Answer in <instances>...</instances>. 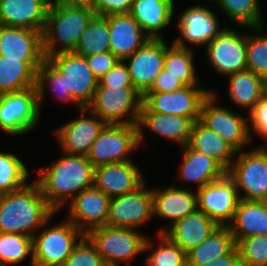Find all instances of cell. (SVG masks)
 Here are the masks:
<instances>
[{"label":"cell","instance_id":"obj_44","mask_svg":"<svg viewBox=\"0 0 267 266\" xmlns=\"http://www.w3.org/2000/svg\"><path fill=\"white\" fill-rule=\"evenodd\" d=\"M247 114L248 129L251 140L253 141V136L257 134V136L266 141L258 146L267 147V95L264 94L259 102Z\"/></svg>","mask_w":267,"mask_h":266},{"label":"cell","instance_id":"obj_48","mask_svg":"<svg viewBox=\"0 0 267 266\" xmlns=\"http://www.w3.org/2000/svg\"><path fill=\"white\" fill-rule=\"evenodd\" d=\"M184 85L173 75L163 69L155 79V82L147 92H173L180 90Z\"/></svg>","mask_w":267,"mask_h":266},{"label":"cell","instance_id":"obj_26","mask_svg":"<svg viewBox=\"0 0 267 266\" xmlns=\"http://www.w3.org/2000/svg\"><path fill=\"white\" fill-rule=\"evenodd\" d=\"M219 225L199 209L178 220L172 226L160 228L173 243L186 253L203 242Z\"/></svg>","mask_w":267,"mask_h":266},{"label":"cell","instance_id":"obj_14","mask_svg":"<svg viewBox=\"0 0 267 266\" xmlns=\"http://www.w3.org/2000/svg\"><path fill=\"white\" fill-rule=\"evenodd\" d=\"M146 183L132 193L111 198L107 226L140 229L153 219L152 188L147 189Z\"/></svg>","mask_w":267,"mask_h":266},{"label":"cell","instance_id":"obj_39","mask_svg":"<svg viewBox=\"0 0 267 266\" xmlns=\"http://www.w3.org/2000/svg\"><path fill=\"white\" fill-rule=\"evenodd\" d=\"M22 156L0 151V191L5 193L21 189L27 182L30 172L22 161Z\"/></svg>","mask_w":267,"mask_h":266},{"label":"cell","instance_id":"obj_33","mask_svg":"<svg viewBox=\"0 0 267 266\" xmlns=\"http://www.w3.org/2000/svg\"><path fill=\"white\" fill-rule=\"evenodd\" d=\"M37 72L22 60L0 55V95L36 87Z\"/></svg>","mask_w":267,"mask_h":266},{"label":"cell","instance_id":"obj_9","mask_svg":"<svg viewBox=\"0 0 267 266\" xmlns=\"http://www.w3.org/2000/svg\"><path fill=\"white\" fill-rule=\"evenodd\" d=\"M36 87L0 95V129L8 135H27L40 122Z\"/></svg>","mask_w":267,"mask_h":266},{"label":"cell","instance_id":"obj_7","mask_svg":"<svg viewBox=\"0 0 267 266\" xmlns=\"http://www.w3.org/2000/svg\"><path fill=\"white\" fill-rule=\"evenodd\" d=\"M142 100L134 87H97L87 108L106 124L137 125Z\"/></svg>","mask_w":267,"mask_h":266},{"label":"cell","instance_id":"obj_19","mask_svg":"<svg viewBox=\"0 0 267 266\" xmlns=\"http://www.w3.org/2000/svg\"><path fill=\"white\" fill-rule=\"evenodd\" d=\"M0 55L26 61L37 72L45 60L42 32L0 24Z\"/></svg>","mask_w":267,"mask_h":266},{"label":"cell","instance_id":"obj_51","mask_svg":"<svg viewBox=\"0 0 267 266\" xmlns=\"http://www.w3.org/2000/svg\"><path fill=\"white\" fill-rule=\"evenodd\" d=\"M265 94L267 95V79L265 80Z\"/></svg>","mask_w":267,"mask_h":266},{"label":"cell","instance_id":"obj_50","mask_svg":"<svg viewBox=\"0 0 267 266\" xmlns=\"http://www.w3.org/2000/svg\"><path fill=\"white\" fill-rule=\"evenodd\" d=\"M63 4H68L71 6L89 8L95 13L96 0H57Z\"/></svg>","mask_w":267,"mask_h":266},{"label":"cell","instance_id":"obj_12","mask_svg":"<svg viewBox=\"0 0 267 266\" xmlns=\"http://www.w3.org/2000/svg\"><path fill=\"white\" fill-rule=\"evenodd\" d=\"M212 89H204L200 85L184 86L173 92H146L142 103L156 113L187 117L192 121L200 120L203 101Z\"/></svg>","mask_w":267,"mask_h":266},{"label":"cell","instance_id":"obj_6","mask_svg":"<svg viewBox=\"0 0 267 266\" xmlns=\"http://www.w3.org/2000/svg\"><path fill=\"white\" fill-rule=\"evenodd\" d=\"M235 157L227 175L235 182L239 198L267 201V147L253 146Z\"/></svg>","mask_w":267,"mask_h":266},{"label":"cell","instance_id":"obj_24","mask_svg":"<svg viewBox=\"0 0 267 266\" xmlns=\"http://www.w3.org/2000/svg\"><path fill=\"white\" fill-rule=\"evenodd\" d=\"M184 187L152 188L153 218L169 220L170 227L197 210V192Z\"/></svg>","mask_w":267,"mask_h":266},{"label":"cell","instance_id":"obj_20","mask_svg":"<svg viewBox=\"0 0 267 266\" xmlns=\"http://www.w3.org/2000/svg\"><path fill=\"white\" fill-rule=\"evenodd\" d=\"M111 198L94 186L84 189L67 206V219L85 236L93 229L106 225Z\"/></svg>","mask_w":267,"mask_h":266},{"label":"cell","instance_id":"obj_10","mask_svg":"<svg viewBox=\"0 0 267 266\" xmlns=\"http://www.w3.org/2000/svg\"><path fill=\"white\" fill-rule=\"evenodd\" d=\"M217 92L212 90L203 101L200 121L219 134L237 152L252 143L248 129V117L237 111L217 105ZM246 146V147H245Z\"/></svg>","mask_w":267,"mask_h":266},{"label":"cell","instance_id":"obj_47","mask_svg":"<svg viewBox=\"0 0 267 266\" xmlns=\"http://www.w3.org/2000/svg\"><path fill=\"white\" fill-rule=\"evenodd\" d=\"M134 0H96L95 15L129 13Z\"/></svg>","mask_w":267,"mask_h":266},{"label":"cell","instance_id":"obj_52","mask_svg":"<svg viewBox=\"0 0 267 266\" xmlns=\"http://www.w3.org/2000/svg\"><path fill=\"white\" fill-rule=\"evenodd\" d=\"M3 194L4 193L0 191V202H1V199H2Z\"/></svg>","mask_w":267,"mask_h":266},{"label":"cell","instance_id":"obj_37","mask_svg":"<svg viewBox=\"0 0 267 266\" xmlns=\"http://www.w3.org/2000/svg\"><path fill=\"white\" fill-rule=\"evenodd\" d=\"M106 16L94 15L81 34L74 53L82 56L110 51Z\"/></svg>","mask_w":267,"mask_h":266},{"label":"cell","instance_id":"obj_46","mask_svg":"<svg viewBox=\"0 0 267 266\" xmlns=\"http://www.w3.org/2000/svg\"><path fill=\"white\" fill-rule=\"evenodd\" d=\"M89 68L93 75L99 81L107 74L119 61L110 51L85 56Z\"/></svg>","mask_w":267,"mask_h":266},{"label":"cell","instance_id":"obj_29","mask_svg":"<svg viewBox=\"0 0 267 266\" xmlns=\"http://www.w3.org/2000/svg\"><path fill=\"white\" fill-rule=\"evenodd\" d=\"M227 226L236 244L243 238L267 234V201L240 199Z\"/></svg>","mask_w":267,"mask_h":266},{"label":"cell","instance_id":"obj_16","mask_svg":"<svg viewBox=\"0 0 267 266\" xmlns=\"http://www.w3.org/2000/svg\"><path fill=\"white\" fill-rule=\"evenodd\" d=\"M80 116L64 123L54 132L61 152L86 156L106 123L87 107L78 110Z\"/></svg>","mask_w":267,"mask_h":266},{"label":"cell","instance_id":"obj_1","mask_svg":"<svg viewBox=\"0 0 267 266\" xmlns=\"http://www.w3.org/2000/svg\"><path fill=\"white\" fill-rule=\"evenodd\" d=\"M62 153L48 167L37 169L39 177L34 180L56 213L81 191L92 187L94 178V167L86 156Z\"/></svg>","mask_w":267,"mask_h":266},{"label":"cell","instance_id":"obj_5","mask_svg":"<svg viewBox=\"0 0 267 266\" xmlns=\"http://www.w3.org/2000/svg\"><path fill=\"white\" fill-rule=\"evenodd\" d=\"M86 237L96 247L106 266H129L132 259L144 253L147 235L139 229L102 226Z\"/></svg>","mask_w":267,"mask_h":266},{"label":"cell","instance_id":"obj_22","mask_svg":"<svg viewBox=\"0 0 267 266\" xmlns=\"http://www.w3.org/2000/svg\"><path fill=\"white\" fill-rule=\"evenodd\" d=\"M194 121L178 115L151 112L143 103L138 121L139 145L144 141V130L157 134L180 147L187 145L191 139Z\"/></svg>","mask_w":267,"mask_h":266},{"label":"cell","instance_id":"obj_41","mask_svg":"<svg viewBox=\"0 0 267 266\" xmlns=\"http://www.w3.org/2000/svg\"><path fill=\"white\" fill-rule=\"evenodd\" d=\"M263 28L264 26L247 28V30L252 31V34L247 33L246 70H249L254 74H257L266 80L267 79V34L261 33L263 31Z\"/></svg>","mask_w":267,"mask_h":266},{"label":"cell","instance_id":"obj_28","mask_svg":"<svg viewBox=\"0 0 267 266\" xmlns=\"http://www.w3.org/2000/svg\"><path fill=\"white\" fill-rule=\"evenodd\" d=\"M174 0H134L130 15L151 39L164 38L161 30L169 26L175 14Z\"/></svg>","mask_w":267,"mask_h":266},{"label":"cell","instance_id":"obj_2","mask_svg":"<svg viewBox=\"0 0 267 266\" xmlns=\"http://www.w3.org/2000/svg\"><path fill=\"white\" fill-rule=\"evenodd\" d=\"M56 213L33 181L14 192L5 193L0 202V233L33 237Z\"/></svg>","mask_w":267,"mask_h":266},{"label":"cell","instance_id":"obj_32","mask_svg":"<svg viewBox=\"0 0 267 266\" xmlns=\"http://www.w3.org/2000/svg\"><path fill=\"white\" fill-rule=\"evenodd\" d=\"M236 243L228 226H219L203 242L186 253L187 266H200L228 254Z\"/></svg>","mask_w":267,"mask_h":266},{"label":"cell","instance_id":"obj_8","mask_svg":"<svg viewBox=\"0 0 267 266\" xmlns=\"http://www.w3.org/2000/svg\"><path fill=\"white\" fill-rule=\"evenodd\" d=\"M139 147L137 125L106 124L92 143L86 158L94 168L111 163L133 161L130 154Z\"/></svg>","mask_w":267,"mask_h":266},{"label":"cell","instance_id":"obj_43","mask_svg":"<svg viewBox=\"0 0 267 266\" xmlns=\"http://www.w3.org/2000/svg\"><path fill=\"white\" fill-rule=\"evenodd\" d=\"M62 266H106L96 247L85 236Z\"/></svg>","mask_w":267,"mask_h":266},{"label":"cell","instance_id":"obj_36","mask_svg":"<svg viewBox=\"0 0 267 266\" xmlns=\"http://www.w3.org/2000/svg\"><path fill=\"white\" fill-rule=\"evenodd\" d=\"M156 236L158 243H154L148 236L146 238L144 252L153 250L144 259L145 266H187L186 252L183 249L163 233H157Z\"/></svg>","mask_w":267,"mask_h":266},{"label":"cell","instance_id":"obj_25","mask_svg":"<svg viewBox=\"0 0 267 266\" xmlns=\"http://www.w3.org/2000/svg\"><path fill=\"white\" fill-rule=\"evenodd\" d=\"M51 0H0V24L43 33Z\"/></svg>","mask_w":267,"mask_h":266},{"label":"cell","instance_id":"obj_42","mask_svg":"<svg viewBox=\"0 0 267 266\" xmlns=\"http://www.w3.org/2000/svg\"><path fill=\"white\" fill-rule=\"evenodd\" d=\"M236 246L242 266H267V234L243 238Z\"/></svg>","mask_w":267,"mask_h":266},{"label":"cell","instance_id":"obj_27","mask_svg":"<svg viewBox=\"0 0 267 266\" xmlns=\"http://www.w3.org/2000/svg\"><path fill=\"white\" fill-rule=\"evenodd\" d=\"M181 150L183 152L182 161L177 175L179 181L194 183L198 190L227 174V171L217 161L193 150L188 144L183 146Z\"/></svg>","mask_w":267,"mask_h":266},{"label":"cell","instance_id":"obj_23","mask_svg":"<svg viewBox=\"0 0 267 266\" xmlns=\"http://www.w3.org/2000/svg\"><path fill=\"white\" fill-rule=\"evenodd\" d=\"M110 52L123 61L141 48L150 38L130 13L106 16Z\"/></svg>","mask_w":267,"mask_h":266},{"label":"cell","instance_id":"obj_38","mask_svg":"<svg viewBox=\"0 0 267 266\" xmlns=\"http://www.w3.org/2000/svg\"><path fill=\"white\" fill-rule=\"evenodd\" d=\"M51 88V92L54 93L56 100L59 99L62 102H69L75 105L77 110L84 108L72 94H66V85L63 75L47 60L45 59L42 65L37 69L36 76V88L38 93V103L41 112V105L45 100V88Z\"/></svg>","mask_w":267,"mask_h":266},{"label":"cell","instance_id":"obj_45","mask_svg":"<svg viewBox=\"0 0 267 266\" xmlns=\"http://www.w3.org/2000/svg\"><path fill=\"white\" fill-rule=\"evenodd\" d=\"M97 87H133L125 62L119 60L117 64L98 81Z\"/></svg>","mask_w":267,"mask_h":266},{"label":"cell","instance_id":"obj_11","mask_svg":"<svg viewBox=\"0 0 267 266\" xmlns=\"http://www.w3.org/2000/svg\"><path fill=\"white\" fill-rule=\"evenodd\" d=\"M247 33L235 32L229 26L225 28L206 46L204 51L208 63L215 73L228 76L246 70Z\"/></svg>","mask_w":267,"mask_h":266},{"label":"cell","instance_id":"obj_3","mask_svg":"<svg viewBox=\"0 0 267 266\" xmlns=\"http://www.w3.org/2000/svg\"><path fill=\"white\" fill-rule=\"evenodd\" d=\"M94 15L89 8L51 0L42 33L45 59L63 52H74L81 34Z\"/></svg>","mask_w":267,"mask_h":266},{"label":"cell","instance_id":"obj_35","mask_svg":"<svg viewBox=\"0 0 267 266\" xmlns=\"http://www.w3.org/2000/svg\"><path fill=\"white\" fill-rule=\"evenodd\" d=\"M171 46V47H169ZM193 48H183L175 45H168L164 57V69L176 77L184 86L201 85L195 67Z\"/></svg>","mask_w":267,"mask_h":266},{"label":"cell","instance_id":"obj_30","mask_svg":"<svg viewBox=\"0 0 267 266\" xmlns=\"http://www.w3.org/2000/svg\"><path fill=\"white\" fill-rule=\"evenodd\" d=\"M188 145L200 153L210 156L228 171L237 151L219 134L209 129L200 120L194 122Z\"/></svg>","mask_w":267,"mask_h":266},{"label":"cell","instance_id":"obj_18","mask_svg":"<svg viewBox=\"0 0 267 266\" xmlns=\"http://www.w3.org/2000/svg\"><path fill=\"white\" fill-rule=\"evenodd\" d=\"M165 51L164 38H150L130 57L123 60L128 68L131 83L140 94L144 95L151 88L156 76L164 69Z\"/></svg>","mask_w":267,"mask_h":266},{"label":"cell","instance_id":"obj_4","mask_svg":"<svg viewBox=\"0 0 267 266\" xmlns=\"http://www.w3.org/2000/svg\"><path fill=\"white\" fill-rule=\"evenodd\" d=\"M54 215L55 213L32 237V260L39 266H62L74 248L85 237L68 219L53 227L48 225L50 220L55 217Z\"/></svg>","mask_w":267,"mask_h":266},{"label":"cell","instance_id":"obj_15","mask_svg":"<svg viewBox=\"0 0 267 266\" xmlns=\"http://www.w3.org/2000/svg\"><path fill=\"white\" fill-rule=\"evenodd\" d=\"M220 18L216 12L208 6L192 5L181 11L177 18L179 36L173 43L179 47L192 48L194 46H206L212 41L225 27H220Z\"/></svg>","mask_w":267,"mask_h":266},{"label":"cell","instance_id":"obj_13","mask_svg":"<svg viewBox=\"0 0 267 266\" xmlns=\"http://www.w3.org/2000/svg\"><path fill=\"white\" fill-rule=\"evenodd\" d=\"M46 59L63 75L66 94H72L83 107H87L93 100L98 80L86 58L74 52H63Z\"/></svg>","mask_w":267,"mask_h":266},{"label":"cell","instance_id":"obj_31","mask_svg":"<svg viewBox=\"0 0 267 266\" xmlns=\"http://www.w3.org/2000/svg\"><path fill=\"white\" fill-rule=\"evenodd\" d=\"M226 77L230 101L249 113L265 94V79L249 70Z\"/></svg>","mask_w":267,"mask_h":266},{"label":"cell","instance_id":"obj_49","mask_svg":"<svg viewBox=\"0 0 267 266\" xmlns=\"http://www.w3.org/2000/svg\"><path fill=\"white\" fill-rule=\"evenodd\" d=\"M200 266H242L237 246H235L228 254L208 261Z\"/></svg>","mask_w":267,"mask_h":266},{"label":"cell","instance_id":"obj_17","mask_svg":"<svg viewBox=\"0 0 267 266\" xmlns=\"http://www.w3.org/2000/svg\"><path fill=\"white\" fill-rule=\"evenodd\" d=\"M196 192L197 209L219 226H227L232 221L240 198L235 182L227 174Z\"/></svg>","mask_w":267,"mask_h":266},{"label":"cell","instance_id":"obj_21","mask_svg":"<svg viewBox=\"0 0 267 266\" xmlns=\"http://www.w3.org/2000/svg\"><path fill=\"white\" fill-rule=\"evenodd\" d=\"M134 161L111 163L94 168L93 186L110 198L136 191L146 181Z\"/></svg>","mask_w":267,"mask_h":266},{"label":"cell","instance_id":"obj_40","mask_svg":"<svg viewBox=\"0 0 267 266\" xmlns=\"http://www.w3.org/2000/svg\"><path fill=\"white\" fill-rule=\"evenodd\" d=\"M32 255V237L21 234L0 233V266L18 265L28 257H30L31 265L33 264Z\"/></svg>","mask_w":267,"mask_h":266},{"label":"cell","instance_id":"obj_34","mask_svg":"<svg viewBox=\"0 0 267 266\" xmlns=\"http://www.w3.org/2000/svg\"><path fill=\"white\" fill-rule=\"evenodd\" d=\"M206 2H215L218 10L220 9L236 27L239 25L246 30L265 24L259 0H209Z\"/></svg>","mask_w":267,"mask_h":266}]
</instances>
